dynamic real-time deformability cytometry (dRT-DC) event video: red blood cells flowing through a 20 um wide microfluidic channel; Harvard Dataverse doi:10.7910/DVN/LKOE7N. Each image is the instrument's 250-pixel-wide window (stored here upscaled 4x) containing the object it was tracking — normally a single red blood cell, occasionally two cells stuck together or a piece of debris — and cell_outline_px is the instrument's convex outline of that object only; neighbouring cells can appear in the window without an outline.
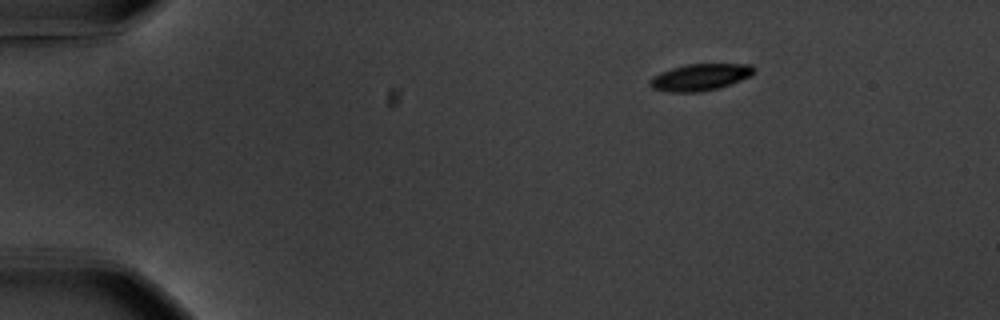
{"species": "common noctule bat (a hibernating species)", "species_latin": "Nyctalus noctula", "temperature_condition": "warm", "stored_images_in_passage": 48, "camera_frame_rate_fps": 3000, "um_per_image_px": 0.085, "animal": {"sex": "male", "body_mass_g": 20.1, "forearm_length_mm": 53.5}, "frame": {"image": 1, "passage_image": 1, "time_ms": 0.0, "image_size_px": [1000, 320], "cell_outline_px": [[756, 72], [752, 76], [720, 88], [700, 92], [668, 92], [652, 88], [648, 84], [648, 80], [652, 76], [660, 72], [672, 68], [688, 64], [752, 64], [756, 68]], "centroid_in_image_um": [59.53, 6.56], "position_along_channel_um": 25.5, "area_um2": 16.53}}
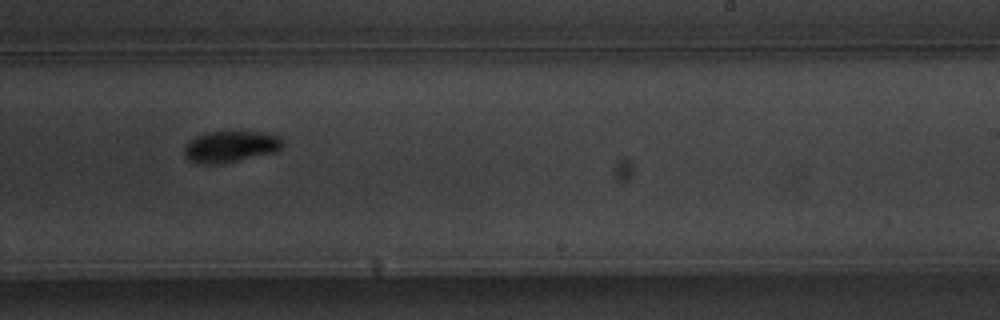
{"frame": {"image": 2, "passage_image": 28, "time_ms": 9.0, "image_size_px": [1000, 320], "cell_outline_px": [[284, 144], [276, 152], [240, 160], [220, 164], [200, 164], [184, 156], [184, 148], [196, 136], [208, 132], [264, 132], [280, 136]], "centroid_in_image_um": [19.63, 12.46], "position_along_channel_um": 269.4, "area_um2": 17.86}}
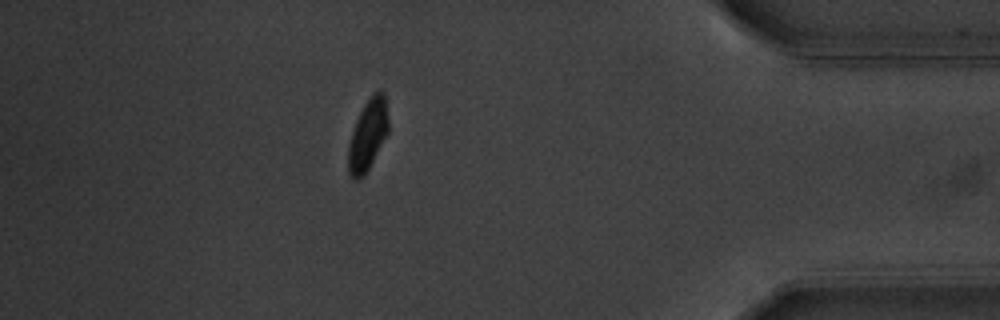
{"frame": {"image": 3, "passage_image": 42, "time_ms": 13.667, "image_size_px": [1000, 320], "cell_outline_px": [[388, 132], [364, 176], [360, 180], [352, 180], [348, 172], [348, 144], [356, 120], [364, 104], [372, 92], [384, 92], [388, 120]], "centroid_in_image_um": [31.24, 11.5], "position_along_channel_um": 404.0, "area_um2": 16.53}, "authors_computed_cell_mechanics": {"area_um2": 17.1088, "velocity_mm_per_s": 3.6455, "shape_relaxation_time_tau1_ms": 2.091, "shape_relaxation_time_tau2_ms": null, "deformation_change_tau1": 0.1375, "deformation_change_tau2": null}}